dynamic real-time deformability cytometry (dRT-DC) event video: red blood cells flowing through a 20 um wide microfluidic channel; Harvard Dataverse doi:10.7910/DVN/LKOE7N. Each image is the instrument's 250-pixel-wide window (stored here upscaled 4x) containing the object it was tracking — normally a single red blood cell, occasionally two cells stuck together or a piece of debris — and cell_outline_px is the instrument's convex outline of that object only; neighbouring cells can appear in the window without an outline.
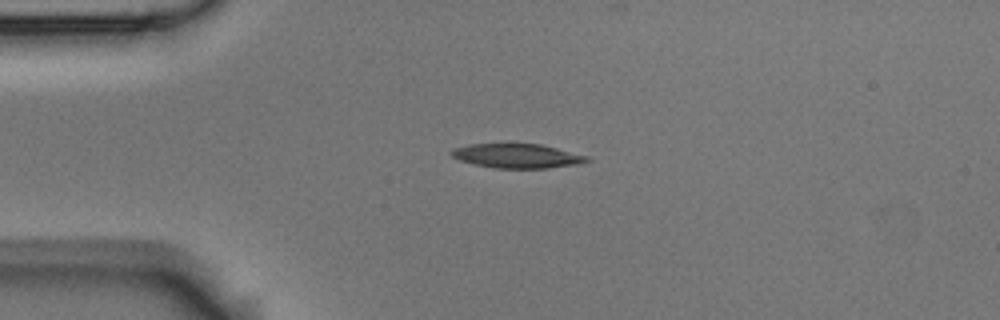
{"species": "Egyptian fruit bat (a non-hibernating species)", "species_latin": "Rousettus aegyptiacus", "temperature_condition": "room temperature", "stored_images_in_passage": 6, "camera_frame_rate_fps": 3000, "um_per_image_px": 0.085, "animal": {"sex": "male"}, "frame": {"image": 1, "passage_image": 2, "time_ms": 0.333, "image_size_px": [1000, 320], "cell_outline_px": [[592, 160], [580, 164], [548, 168], [492, 168], [460, 160], [452, 156], [448, 152], [452, 148], [468, 144], [540, 144], [588, 156]], "centroid_in_image_um": [43.95, 13.25], "position_along_channel_um": 41.0, "area_um2": 19.19}}
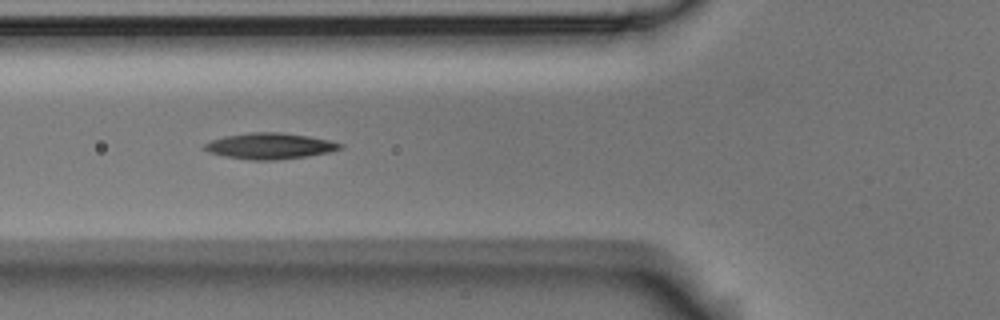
{"frame": {"image": 2, "passage_image": 4, "time_ms": 1.0, "image_size_px": [1000, 320], "cell_outline_px": [[344, 148], [328, 152], [304, 156], [272, 160], [252, 160], [224, 156], [208, 152], [204, 148], [204, 144], [212, 140], [224, 136], [252, 132], [280, 132], [308, 136], [328, 140], [344, 144]], "centroid_in_image_um": [22.93, 12.4], "position_along_channel_um": 102.9, "area_um2": 20.35}}
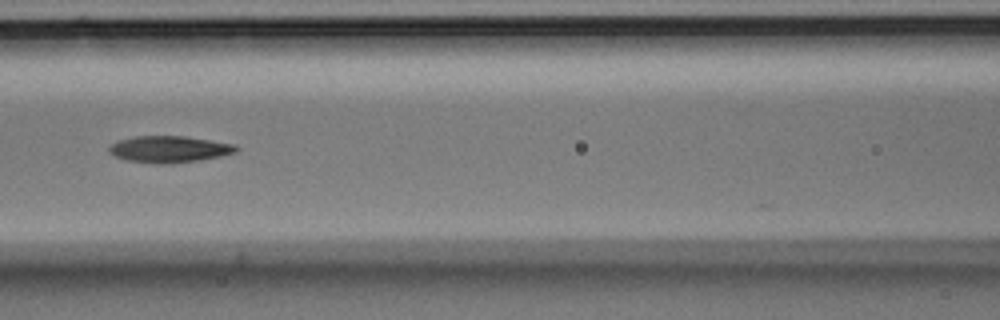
{"frame": {"image": 3, "passage_image": 5, "time_ms": 1.333, "image_size_px": [1000, 320], "cell_outline_px": [[240, 148], [236, 152], [220, 156], [200, 160], [164, 164], [160, 164], [128, 160], [116, 156], [108, 152], [108, 148], [112, 144], [120, 140], [136, 136], [184, 136], [236, 144]], "centroid_in_image_um": [14.42, 12.68], "position_along_channel_um": 152.2, "area_um2": 19.54}}